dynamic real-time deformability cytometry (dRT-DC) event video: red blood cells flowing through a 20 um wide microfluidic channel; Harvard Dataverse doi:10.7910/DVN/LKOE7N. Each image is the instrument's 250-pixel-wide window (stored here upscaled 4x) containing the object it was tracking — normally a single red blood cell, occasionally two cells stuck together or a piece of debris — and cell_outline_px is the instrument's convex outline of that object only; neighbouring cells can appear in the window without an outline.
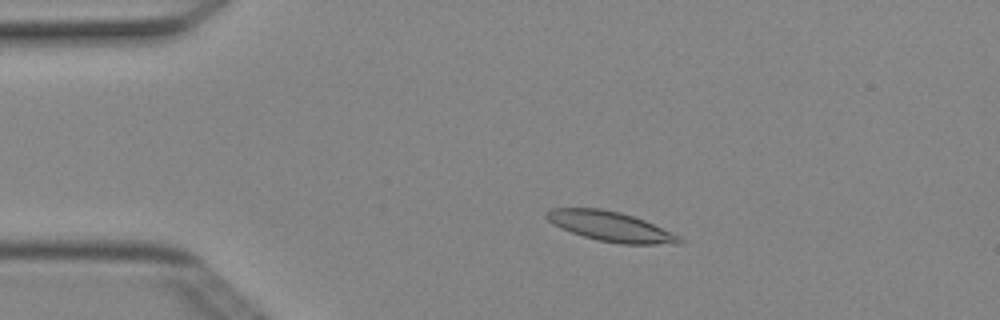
{"species": "Egyptian fruit bat (a non-hibernating species)", "species_latin": "Rousettus aegyptiacus", "temperature_condition": "cold", "stored_images_in_passage": 3, "camera_frame_rate_fps": 3000, "um_per_image_px": 0.085, "animal": {"sex": "female"}, "frame": {"image": 1, "passage_image": 2, "time_ms": 0.333, "image_size_px": [1000, 320], "cell_outline_px": [[684, 244], [620, 244], [596, 240], [572, 232], [552, 224], [544, 216], [544, 212], [548, 208], [600, 208], [620, 212], [644, 220], [680, 236], [684, 240]], "centroid_in_image_um": [51.89, 19.25], "position_along_channel_um": 33.1, "area_um2": 23.18}}